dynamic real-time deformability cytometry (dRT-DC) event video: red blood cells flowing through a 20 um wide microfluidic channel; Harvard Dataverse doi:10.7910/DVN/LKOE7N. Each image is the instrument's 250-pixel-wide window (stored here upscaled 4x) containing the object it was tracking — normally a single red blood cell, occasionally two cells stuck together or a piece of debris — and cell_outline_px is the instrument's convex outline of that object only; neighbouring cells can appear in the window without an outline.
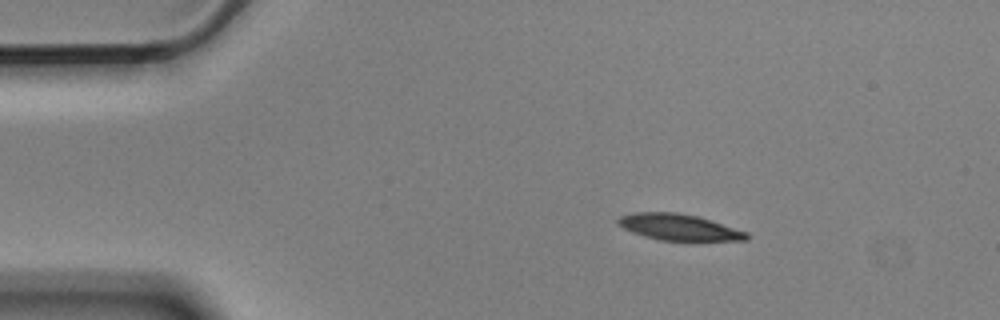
{"species": "Egyptian fruit bat (a non-hibernating species)", "species_latin": "Rousettus aegyptiacus", "temperature_condition": "cold", "stored_images_in_passage": 3, "camera_frame_rate_fps": 3000, "um_per_image_px": 0.085, "animal": {"sex": "male"}, "frame": {"image": 1, "passage_image": 1, "time_ms": 0.0, "image_size_px": [1000, 320], "cell_outline_px": [[748, 240], [660, 240], [644, 236], [632, 232], [624, 228], [616, 220], [620, 216], [636, 212], [676, 212], [696, 216], [748, 232]], "centroid_in_image_um": [57.69, 19.3], "position_along_channel_um": 27.3, "area_um2": 19.25}}